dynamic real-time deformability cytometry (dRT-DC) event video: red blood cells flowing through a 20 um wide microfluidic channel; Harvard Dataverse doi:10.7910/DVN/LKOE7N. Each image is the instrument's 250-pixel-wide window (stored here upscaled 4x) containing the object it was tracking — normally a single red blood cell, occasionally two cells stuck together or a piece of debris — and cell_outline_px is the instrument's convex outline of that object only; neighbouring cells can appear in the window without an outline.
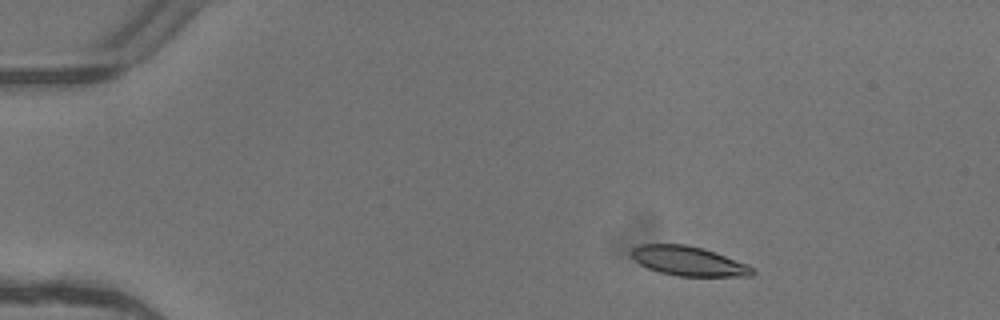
{"species": "common noctule bat (a hibernating species)", "species_latin": "Nyctalus noctula", "temperature_condition": "warm", "stored_images_in_passage": 4, "camera_frame_rate_fps": 3000, "um_per_image_px": 0.085, "animal": {"sex": "female"}, "frame": {"image": 1, "passage_image": 2, "time_ms": 0.333, "image_size_px": [1000, 320], "cell_outline_px": [[756, 272], [752, 276], [680, 276], [660, 272], [648, 268], [640, 264], [632, 256], [632, 248], [640, 244], [684, 244], [704, 248], [748, 264], [756, 268]], "centroid_in_image_um": [58.58, 22.19], "position_along_channel_um": 26.4, "area_um2": 20.81}}